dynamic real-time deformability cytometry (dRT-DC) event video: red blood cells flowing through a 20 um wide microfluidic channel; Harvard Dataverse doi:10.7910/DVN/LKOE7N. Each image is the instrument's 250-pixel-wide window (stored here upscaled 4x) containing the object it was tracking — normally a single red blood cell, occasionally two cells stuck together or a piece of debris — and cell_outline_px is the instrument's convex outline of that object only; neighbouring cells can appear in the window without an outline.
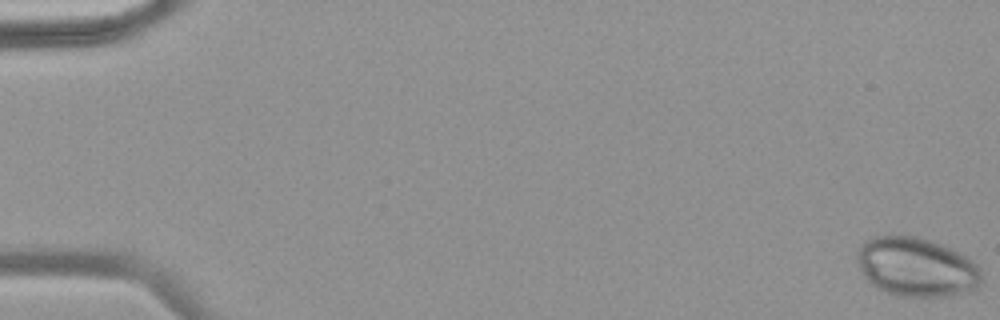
{"species": "common noctule bat (a hibernating species)", "species_latin": "Nyctalus noctula", "temperature_condition": "warm", "stored_images_in_passage": 2, "camera_frame_rate_fps": 3000, "um_per_image_px": 0.085, "animal": {"sex": "female", "body_mass_g": 18.4}, "frame": {"image": 1, "passage_image": 1, "time_ms": 0.0, "image_size_px": [1000, 320], "cell_outline_px": [[980, 284], [976, 288], [944, 296], [900, 296], [876, 288], [864, 276], [860, 268], [856, 256], [856, 252], [860, 244], [864, 240], [872, 236], [916, 236], [932, 240], [952, 248], [960, 252], [972, 260], [980, 268]], "centroid_in_image_um": [77.86, 22.66], "position_along_channel_um": 7.1, "area_um2": 42.77}}